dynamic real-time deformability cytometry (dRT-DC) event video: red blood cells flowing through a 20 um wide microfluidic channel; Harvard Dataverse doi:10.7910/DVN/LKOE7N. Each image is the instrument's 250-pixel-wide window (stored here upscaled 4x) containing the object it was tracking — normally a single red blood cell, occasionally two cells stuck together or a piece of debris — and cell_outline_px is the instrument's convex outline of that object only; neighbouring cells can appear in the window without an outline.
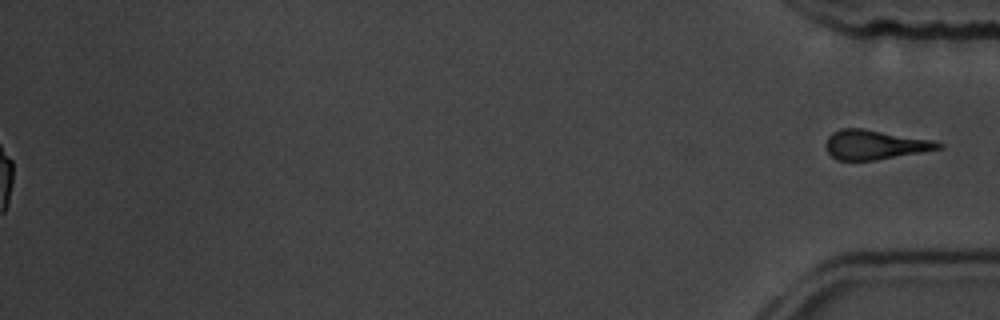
{"species": "common noctule bat (a hibernating species)", "species_latin": "Nyctalus noctula", "temperature_condition": "room temperature", "stored_images_in_passage": 55, "segment_of_instrument_passage": [2, 2], "camera_frame_rate_fps": 3000, "um_per_image_px": 0.085, "animal": {"sex": "male", "body_mass_g": 19.5, "forearm_length_mm": 54.6}, "frame": {"image": 1, "passage_image": 55, "time_ms": 18.0, "image_size_px": [1000, 320], "cell_outline_px": [[944, 148], [876, 160], [836, 160], [828, 152], [824, 144], [828, 136], [832, 132], [840, 128], [864, 128], [932, 140], [944, 144]], "centroid_in_image_um": [74.34, 12.29], "position_along_channel_um": 360.9, "area_um2": 19.42}}